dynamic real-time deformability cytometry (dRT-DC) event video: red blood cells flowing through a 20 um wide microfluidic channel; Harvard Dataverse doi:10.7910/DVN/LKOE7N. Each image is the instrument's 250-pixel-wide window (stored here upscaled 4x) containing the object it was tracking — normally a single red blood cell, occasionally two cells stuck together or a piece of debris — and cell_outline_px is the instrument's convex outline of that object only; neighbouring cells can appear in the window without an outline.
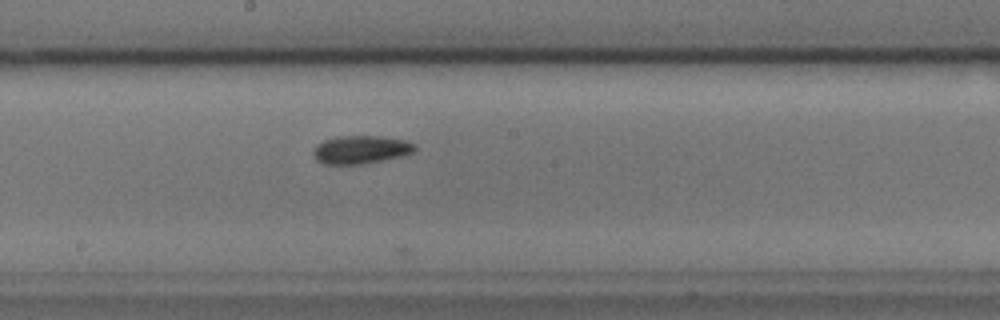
{"species": "common noctule bat (a hibernating species)", "species_latin": "Nyctalus noctula", "temperature_condition": "cold", "stored_images_in_passage": 20, "camera_frame_rate_fps": 3000, "um_per_image_px": 0.085, "animal": {"sex": "male", "body_mass_g": 17.9, "forearm_length_mm": 54.2}, "frame": {"image": 1, "passage_image": 17, "time_ms": 5.333, "image_size_px": [1000, 320], "cell_outline_px": [[416, 148], [412, 152], [400, 156], [364, 164], [324, 164], [316, 160], [312, 156], [312, 152], [316, 144], [324, 140], [336, 136], [384, 136], [404, 140], [416, 144]], "centroid_in_image_um": [30.62, 12.71], "position_along_channel_um": 217.6, "area_um2": 16.76}}